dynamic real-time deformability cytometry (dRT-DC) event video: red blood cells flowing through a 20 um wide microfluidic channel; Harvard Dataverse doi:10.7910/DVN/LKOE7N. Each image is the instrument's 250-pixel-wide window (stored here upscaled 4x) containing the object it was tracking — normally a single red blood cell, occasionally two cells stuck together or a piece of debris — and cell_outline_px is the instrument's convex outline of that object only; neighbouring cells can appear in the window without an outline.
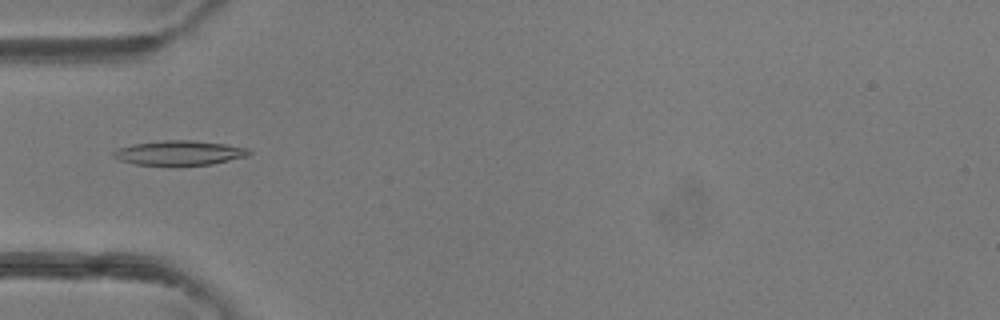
{"species": "common noctule bat (a hibernating species)", "species_latin": "Nyctalus noctula", "temperature_condition": "room temperature", "stored_images_in_passage": 34, "camera_frame_rate_fps": 3000, "um_per_image_px": 0.085, "animal": {"sex": "female"}, "frame": {"image": 1, "passage_image": 3, "time_ms": 0.667, "image_size_px": [1000, 320], "cell_outline_px": [[252, 152], [248, 156], [212, 164], [180, 168], [172, 168], [136, 164], [120, 160], [112, 156], [112, 152], [116, 148], [132, 144], [164, 140], [192, 140], [224, 144], [248, 148]], "centroid_in_image_um": [15.21, 13.04], "position_along_channel_um": 69.8, "area_um2": 20.35}}
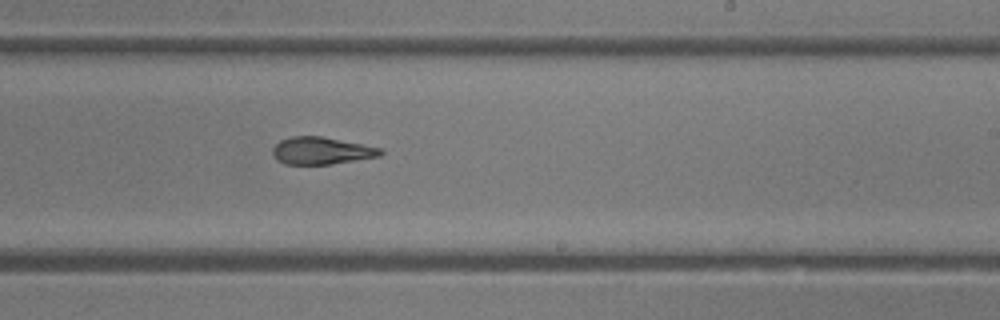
{"frame": {"image": 2, "passage_image": 16, "time_ms": 5.0, "image_size_px": [1000, 320], "cell_outline_px": [[384, 152], [380, 156], [328, 164], [284, 164], [276, 160], [272, 152], [272, 148], [280, 140], [292, 136], [320, 136], [384, 148]], "centroid_in_image_um": [27.32, 12.81], "position_along_channel_um": 261.7, "area_um2": 17.11}}
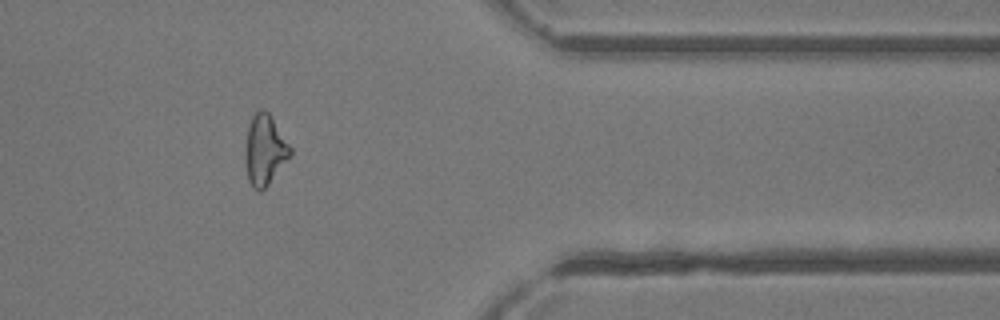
{"frame": {"image": 3, "passage_image": 26, "time_ms": 8.333, "image_size_px": [1000, 320], "cell_outline_px": [[292, 156], [268, 184], [260, 192], [252, 188], [248, 180], [244, 160], [244, 148], [248, 128], [252, 116], [260, 108], [268, 112], [292, 148]], "centroid_in_image_um": [22.49, 12.77], "position_along_channel_um": 388.9, "area_um2": 18.67}, "authors_computed_cell_mechanics": {"area_um2": 17.8891, "velocity_mm_per_s": 4.4197, "shape_relaxation_time_tau1_ms": null, "shape_relaxation_time_tau2_ms": 2.7459, "deformation_change_tau1": null, "deformation_change_tau2": 0.1075}}